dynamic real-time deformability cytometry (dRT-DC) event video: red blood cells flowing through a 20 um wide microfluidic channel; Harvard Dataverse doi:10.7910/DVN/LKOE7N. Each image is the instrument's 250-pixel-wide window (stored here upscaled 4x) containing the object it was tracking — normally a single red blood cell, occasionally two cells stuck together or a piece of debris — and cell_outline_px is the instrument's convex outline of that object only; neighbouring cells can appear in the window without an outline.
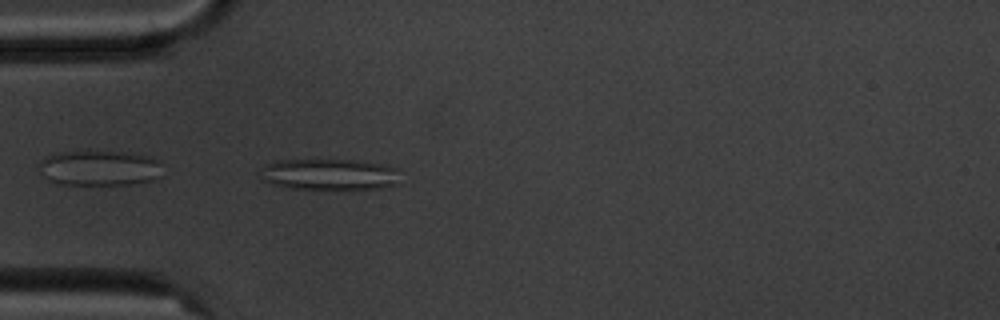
{"species": "common noctule bat (a hibernating species)", "species_latin": "Nyctalus noctula", "temperature_condition": "cold", "stored_images_in_passage": 3, "camera_frame_rate_fps": 3000, "um_per_image_px": 0.085, "animal": {"sex": "male", "body_mass_g": 20.1, "forearm_length_mm": 53.5}, "frame": {"image": 1, "passage_image": 3, "time_ms": 3.333, "image_size_px": [1000, 320], "cell_outline_px": [[400, 184], [384, 188], [292, 188], [260, 180], [264, 168], [268, 164], [276, 160], [316, 156], [352, 160], [384, 164], [392, 168]], "centroid_in_image_um": [27.94, 14.76], "position_along_channel_um": 57.1, "area_um2": 25.84}}